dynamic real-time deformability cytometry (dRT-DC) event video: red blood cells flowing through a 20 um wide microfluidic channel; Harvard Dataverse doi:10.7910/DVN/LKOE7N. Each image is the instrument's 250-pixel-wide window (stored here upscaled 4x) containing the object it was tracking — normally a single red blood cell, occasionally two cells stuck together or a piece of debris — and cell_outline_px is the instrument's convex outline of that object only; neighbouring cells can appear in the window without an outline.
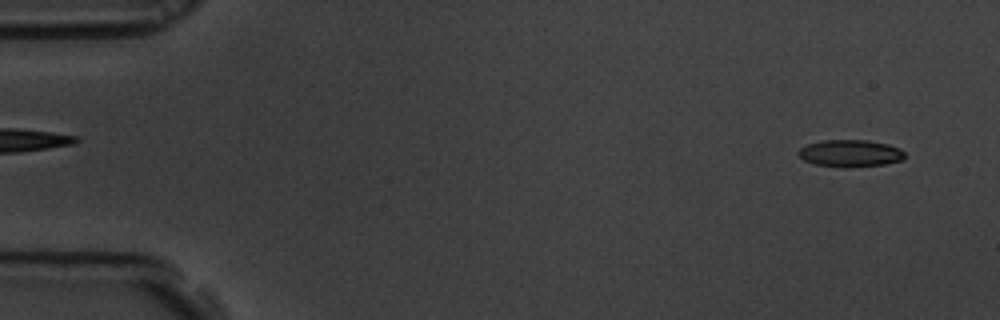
{"species": "common noctule bat (a hibernating species)", "species_latin": "Nyctalus noctula", "temperature_condition": "room temperature", "stored_images_in_passage": 58, "camera_frame_rate_fps": 3000, "um_per_image_px": 0.085, "animal": {"sex": "male", "body_mass_g": 19.5, "forearm_length_mm": 54.6}, "frame": {"image": 1, "passage_image": 3, "time_ms": 0.667, "image_size_px": [1000, 320], "cell_outline_px": [[904, 156], [900, 160], [884, 164], [844, 168], [816, 164], [804, 160], [796, 152], [800, 148], [808, 144], [824, 140], [868, 140], [888, 144], [900, 148], [904, 152]], "centroid_in_image_um": [72.26, 13.03], "position_along_channel_um": 12.7, "area_um2": 16.7}}
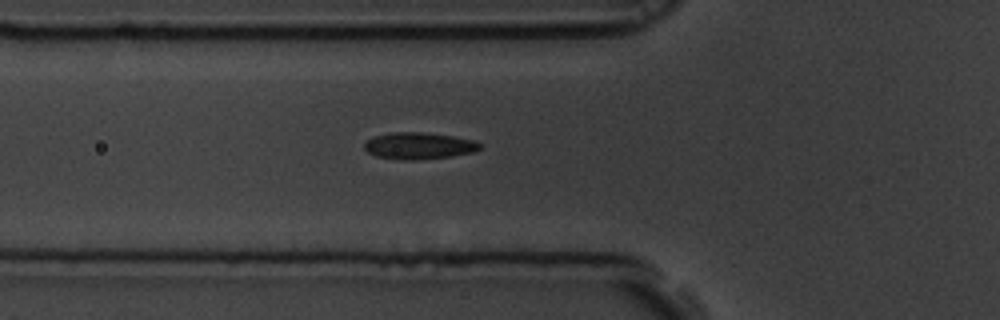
{"frame": {"image": 2, "passage_image": 20, "time_ms": 6.333, "image_size_px": [1000, 320], "cell_outline_px": [[480, 148], [472, 152], [452, 156], [412, 160], [404, 160], [376, 156], [368, 152], [364, 148], [364, 144], [372, 136], [388, 132], [424, 132], [452, 136], [476, 140], [480, 144]], "centroid_in_image_um": [35.58, 12.38], "position_along_channel_um": 90.2, "area_um2": 17.98}}
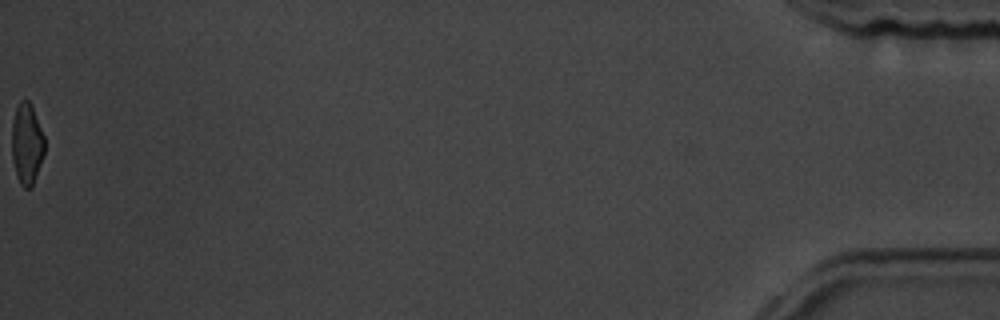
{"frame": {"image": 3, "passage_image": 58, "time_ms": 19.0, "image_size_px": [1000, 320], "cell_outline_px": [[44, 156], [32, 188], [24, 188], [20, 184], [16, 176], [12, 160], [12, 120], [16, 108], [20, 100], [28, 100], [32, 104], [44, 136]], "centroid_in_image_um": [2.28, 12.24], "position_along_channel_um": 432.9, "area_um2": 15.78}, "authors_computed_cell_mechanics": {"area_um2": 17.1088, "velocity_mm_per_s": 3.5181, "shape_relaxation_time_tau1_ms": 4.6, "shape_relaxation_time_tau2_ms": 1.9722, "deformation_change_tau1": 0.1449, "deformation_change_tau2": 0.0672}}